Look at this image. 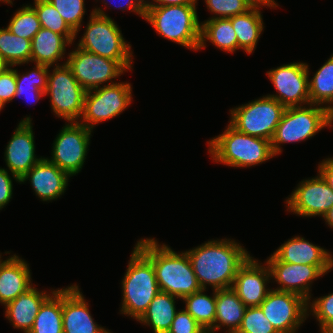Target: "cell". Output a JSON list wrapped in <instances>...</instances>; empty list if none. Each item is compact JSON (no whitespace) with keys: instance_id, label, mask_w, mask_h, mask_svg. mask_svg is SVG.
Wrapping results in <instances>:
<instances>
[{"instance_id":"obj_25","label":"cell","mask_w":333,"mask_h":333,"mask_svg":"<svg viewBox=\"0 0 333 333\" xmlns=\"http://www.w3.org/2000/svg\"><path fill=\"white\" fill-rule=\"evenodd\" d=\"M68 45L72 44L63 35L41 28L31 40V62L59 66Z\"/></svg>"},{"instance_id":"obj_34","label":"cell","mask_w":333,"mask_h":333,"mask_svg":"<svg viewBox=\"0 0 333 333\" xmlns=\"http://www.w3.org/2000/svg\"><path fill=\"white\" fill-rule=\"evenodd\" d=\"M33 4L32 7L37 12L41 28L63 35L71 44L74 43L76 33L68 26L50 2L47 0H34Z\"/></svg>"},{"instance_id":"obj_13","label":"cell","mask_w":333,"mask_h":333,"mask_svg":"<svg viewBox=\"0 0 333 333\" xmlns=\"http://www.w3.org/2000/svg\"><path fill=\"white\" fill-rule=\"evenodd\" d=\"M307 303L298 294L271 288L259 307L278 333H296L308 318Z\"/></svg>"},{"instance_id":"obj_17","label":"cell","mask_w":333,"mask_h":333,"mask_svg":"<svg viewBox=\"0 0 333 333\" xmlns=\"http://www.w3.org/2000/svg\"><path fill=\"white\" fill-rule=\"evenodd\" d=\"M32 128L30 116L21 120L4 152V160L16 182H20V179L42 159V157L37 158L35 155V141Z\"/></svg>"},{"instance_id":"obj_18","label":"cell","mask_w":333,"mask_h":333,"mask_svg":"<svg viewBox=\"0 0 333 333\" xmlns=\"http://www.w3.org/2000/svg\"><path fill=\"white\" fill-rule=\"evenodd\" d=\"M258 262L252 256L238 268L231 286L246 307L259 306L271 289L267 288L272 278L269 266Z\"/></svg>"},{"instance_id":"obj_46","label":"cell","mask_w":333,"mask_h":333,"mask_svg":"<svg viewBox=\"0 0 333 333\" xmlns=\"http://www.w3.org/2000/svg\"><path fill=\"white\" fill-rule=\"evenodd\" d=\"M323 220H325L326 224L333 228V206L328 211V213L324 216Z\"/></svg>"},{"instance_id":"obj_26","label":"cell","mask_w":333,"mask_h":333,"mask_svg":"<svg viewBox=\"0 0 333 333\" xmlns=\"http://www.w3.org/2000/svg\"><path fill=\"white\" fill-rule=\"evenodd\" d=\"M246 308L232 288L216 290L214 333L223 326L227 328V333H236L241 326Z\"/></svg>"},{"instance_id":"obj_3","label":"cell","mask_w":333,"mask_h":333,"mask_svg":"<svg viewBox=\"0 0 333 333\" xmlns=\"http://www.w3.org/2000/svg\"><path fill=\"white\" fill-rule=\"evenodd\" d=\"M207 143L214 162L234 168H249L275 157L270 140L241 133L230 124Z\"/></svg>"},{"instance_id":"obj_29","label":"cell","mask_w":333,"mask_h":333,"mask_svg":"<svg viewBox=\"0 0 333 333\" xmlns=\"http://www.w3.org/2000/svg\"><path fill=\"white\" fill-rule=\"evenodd\" d=\"M29 333H63L62 288L56 289L42 303Z\"/></svg>"},{"instance_id":"obj_48","label":"cell","mask_w":333,"mask_h":333,"mask_svg":"<svg viewBox=\"0 0 333 333\" xmlns=\"http://www.w3.org/2000/svg\"><path fill=\"white\" fill-rule=\"evenodd\" d=\"M254 4H264L266 2H272L269 0H251Z\"/></svg>"},{"instance_id":"obj_21","label":"cell","mask_w":333,"mask_h":333,"mask_svg":"<svg viewBox=\"0 0 333 333\" xmlns=\"http://www.w3.org/2000/svg\"><path fill=\"white\" fill-rule=\"evenodd\" d=\"M330 252L312 244L304 237L295 236L285 241L267 258V261H282L285 263L305 265H333Z\"/></svg>"},{"instance_id":"obj_51","label":"cell","mask_w":333,"mask_h":333,"mask_svg":"<svg viewBox=\"0 0 333 333\" xmlns=\"http://www.w3.org/2000/svg\"><path fill=\"white\" fill-rule=\"evenodd\" d=\"M1 2H4L5 4H9V0H0Z\"/></svg>"},{"instance_id":"obj_42","label":"cell","mask_w":333,"mask_h":333,"mask_svg":"<svg viewBox=\"0 0 333 333\" xmlns=\"http://www.w3.org/2000/svg\"><path fill=\"white\" fill-rule=\"evenodd\" d=\"M13 183L9 171L0 167V210L12 199Z\"/></svg>"},{"instance_id":"obj_9","label":"cell","mask_w":333,"mask_h":333,"mask_svg":"<svg viewBox=\"0 0 333 333\" xmlns=\"http://www.w3.org/2000/svg\"><path fill=\"white\" fill-rule=\"evenodd\" d=\"M52 73L48 72L45 96L50 95L51 109L55 116L64 118L67 122H78L83 113L86 90L73 76L66 61L54 66Z\"/></svg>"},{"instance_id":"obj_24","label":"cell","mask_w":333,"mask_h":333,"mask_svg":"<svg viewBox=\"0 0 333 333\" xmlns=\"http://www.w3.org/2000/svg\"><path fill=\"white\" fill-rule=\"evenodd\" d=\"M261 5L276 8V2H266L264 4H255L246 13L228 18L235 30L238 42V49L251 54L255 51L257 42L264 31V23L261 15Z\"/></svg>"},{"instance_id":"obj_40","label":"cell","mask_w":333,"mask_h":333,"mask_svg":"<svg viewBox=\"0 0 333 333\" xmlns=\"http://www.w3.org/2000/svg\"><path fill=\"white\" fill-rule=\"evenodd\" d=\"M167 333H207L204 328L184 309L177 311Z\"/></svg>"},{"instance_id":"obj_4","label":"cell","mask_w":333,"mask_h":333,"mask_svg":"<svg viewBox=\"0 0 333 333\" xmlns=\"http://www.w3.org/2000/svg\"><path fill=\"white\" fill-rule=\"evenodd\" d=\"M121 314L136 321L160 292L152 262L135 246L122 278Z\"/></svg>"},{"instance_id":"obj_41","label":"cell","mask_w":333,"mask_h":333,"mask_svg":"<svg viewBox=\"0 0 333 333\" xmlns=\"http://www.w3.org/2000/svg\"><path fill=\"white\" fill-rule=\"evenodd\" d=\"M16 93V69L7 68L0 74V99L6 105L14 99Z\"/></svg>"},{"instance_id":"obj_30","label":"cell","mask_w":333,"mask_h":333,"mask_svg":"<svg viewBox=\"0 0 333 333\" xmlns=\"http://www.w3.org/2000/svg\"><path fill=\"white\" fill-rule=\"evenodd\" d=\"M206 289H201L182 298L185 310L204 328L207 333H214L216 316V290L211 296L205 294Z\"/></svg>"},{"instance_id":"obj_36","label":"cell","mask_w":333,"mask_h":333,"mask_svg":"<svg viewBox=\"0 0 333 333\" xmlns=\"http://www.w3.org/2000/svg\"><path fill=\"white\" fill-rule=\"evenodd\" d=\"M60 13L68 26L76 33L80 31L85 15V0H47Z\"/></svg>"},{"instance_id":"obj_15","label":"cell","mask_w":333,"mask_h":333,"mask_svg":"<svg viewBox=\"0 0 333 333\" xmlns=\"http://www.w3.org/2000/svg\"><path fill=\"white\" fill-rule=\"evenodd\" d=\"M285 201L288 212L303 217L324 218L333 206V190L318 174L311 179H303Z\"/></svg>"},{"instance_id":"obj_47","label":"cell","mask_w":333,"mask_h":333,"mask_svg":"<svg viewBox=\"0 0 333 333\" xmlns=\"http://www.w3.org/2000/svg\"><path fill=\"white\" fill-rule=\"evenodd\" d=\"M10 66L6 63V61L0 56V74L3 73Z\"/></svg>"},{"instance_id":"obj_12","label":"cell","mask_w":333,"mask_h":333,"mask_svg":"<svg viewBox=\"0 0 333 333\" xmlns=\"http://www.w3.org/2000/svg\"><path fill=\"white\" fill-rule=\"evenodd\" d=\"M66 64L86 91L98 88L103 83H107L106 85L117 83L111 80L127 71L117 60L108 59L78 47L68 53Z\"/></svg>"},{"instance_id":"obj_22","label":"cell","mask_w":333,"mask_h":333,"mask_svg":"<svg viewBox=\"0 0 333 333\" xmlns=\"http://www.w3.org/2000/svg\"><path fill=\"white\" fill-rule=\"evenodd\" d=\"M28 263L16 254L0 261V303L6 305L32 286Z\"/></svg>"},{"instance_id":"obj_50","label":"cell","mask_w":333,"mask_h":333,"mask_svg":"<svg viewBox=\"0 0 333 333\" xmlns=\"http://www.w3.org/2000/svg\"><path fill=\"white\" fill-rule=\"evenodd\" d=\"M3 107H5V104L2 102V100L0 99V111L3 109Z\"/></svg>"},{"instance_id":"obj_10","label":"cell","mask_w":333,"mask_h":333,"mask_svg":"<svg viewBox=\"0 0 333 333\" xmlns=\"http://www.w3.org/2000/svg\"><path fill=\"white\" fill-rule=\"evenodd\" d=\"M130 83L118 82L85 93L80 124L93 131L96 124L120 115L132 102Z\"/></svg>"},{"instance_id":"obj_16","label":"cell","mask_w":333,"mask_h":333,"mask_svg":"<svg viewBox=\"0 0 333 333\" xmlns=\"http://www.w3.org/2000/svg\"><path fill=\"white\" fill-rule=\"evenodd\" d=\"M270 269L271 278L280 286L275 290L291 292L311 299V284L314 280L331 271L333 265H305L282 261H265Z\"/></svg>"},{"instance_id":"obj_8","label":"cell","mask_w":333,"mask_h":333,"mask_svg":"<svg viewBox=\"0 0 333 333\" xmlns=\"http://www.w3.org/2000/svg\"><path fill=\"white\" fill-rule=\"evenodd\" d=\"M284 110L277 100L263 95L230 109L229 124L241 133L271 141Z\"/></svg>"},{"instance_id":"obj_31","label":"cell","mask_w":333,"mask_h":333,"mask_svg":"<svg viewBox=\"0 0 333 333\" xmlns=\"http://www.w3.org/2000/svg\"><path fill=\"white\" fill-rule=\"evenodd\" d=\"M49 68L51 66L35 64L33 70L22 75L16 69V93L14 98L25 96L26 100L34 101V103L38 102L41 97L45 96Z\"/></svg>"},{"instance_id":"obj_52","label":"cell","mask_w":333,"mask_h":333,"mask_svg":"<svg viewBox=\"0 0 333 333\" xmlns=\"http://www.w3.org/2000/svg\"><path fill=\"white\" fill-rule=\"evenodd\" d=\"M9 4H10V5H13V2H12V0H9Z\"/></svg>"},{"instance_id":"obj_2","label":"cell","mask_w":333,"mask_h":333,"mask_svg":"<svg viewBox=\"0 0 333 333\" xmlns=\"http://www.w3.org/2000/svg\"><path fill=\"white\" fill-rule=\"evenodd\" d=\"M135 246L152 262L161 292L182 299L201 290L186 251L177 253L154 238L141 239Z\"/></svg>"},{"instance_id":"obj_19","label":"cell","mask_w":333,"mask_h":333,"mask_svg":"<svg viewBox=\"0 0 333 333\" xmlns=\"http://www.w3.org/2000/svg\"><path fill=\"white\" fill-rule=\"evenodd\" d=\"M63 333H111L94 322L77 284L62 288Z\"/></svg>"},{"instance_id":"obj_38","label":"cell","mask_w":333,"mask_h":333,"mask_svg":"<svg viewBox=\"0 0 333 333\" xmlns=\"http://www.w3.org/2000/svg\"><path fill=\"white\" fill-rule=\"evenodd\" d=\"M236 333H278L259 306L247 307Z\"/></svg>"},{"instance_id":"obj_1","label":"cell","mask_w":333,"mask_h":333,"mask_svg":"<svg viewBox=\"0 0 333 333\" xmlns=\"http://www.w3.org/2000/svg\"><path fill=\"white\" fill-rule=\"evenodd\" d=\"M201 289L231 288L238 268L250 254L233 239L210 240L186 251Z\"/></svg>"},{"instance_id":"obj_14","label":"cell","mask_w":333,"mask_h":333,"mask_svg":"<svg viewBox=\"0 0 333 333\" xmlns=\"http://www.w3.org/2000/svg\"><path fill=\"white\" fill-rule=\"evenodd\" d=\"M268 78L277 90V94L267 96L277 100L285 108L311 104L309 95V65L293 62L270 69Z\"/></svg>"},{"instance_id":"obj_39","label":"cell","mask_w":333,"mask_h":333,"mask_svg":"<svg viewBox=\"0 0 333 333\" xmlns=\"http://www.w3.org/2000/svg\"><path fill=\"white\" fill-rule=\"evenodd\" d=\"M308 316L313 315L319 322L320 330L333 328V293L308 301ZM310 308V309H309ZM312 312V314H311Z\"/></svg>"},{"instance_id":"obj_44","label":"cell","mask_w":333,"mask_h":333,"mask_svg":"<svg viewBox=\"0 0 333 333\" xmlns=\"http://www.w3.org/2000/svg\"><path fill=\"white\" fill-rule=\"evenodd\" d=\"M318 173L333 190V158H326L318 164Z\"/></svg>"},{"instance_id":"obj_43","label":"cell","mask_w":333,"mask_h":333,"mask_svg":"<svg viewBox=\"0 0 333 333\" xmlns=\"http://www.w3.org/2000/svg\"><path fill=\"white\" fill-rule=\"evenodd\" d=\"M105 5H108L106 2L107 0H103ZM115 1V0H113ZM120 1V2H119ZM119 5L118 7L115 5V9H122V11L125 10H130L131 12H134L141 16L142 18H145V0H118ZM110 3V1H109ZM115 4V3H114ZM113 4V6H114Z\"/></svg>"},{"instance_id":"obj_27","label":"cell","mask_w":333,"mask_h":333,"mask_svg":"<svg viewBox=\"0 0 333 333\" xmlns=\"http://www.w3.org/2000/svg\"><path fill=\"white\" fill-rule=\"evenodd\" d=\"M178 298L160 291L137 321L151 327L153 333H167L177 313L175 300Z\"/></svg>"},{"instance_id":"obj_37","label":"cell","mask_w":333,"mask_h":333,"mask_svg":"<svg viewBox=\"0 0 333 333\" xmlns=\"http://www.w3.org/2000/svg\"><path fill=\"white\" fill-rule=\"evenodd\" d=\"M204 2L207 9L215 15L209 19L231 18L241 15L255 5L251 0H205Z\"/></svg>"},{"instance_id":"obj_20","label":"cell","mask_w":333,"mask_h":333,"mask_svg":"<svg viewBox=\"0 0 333 333\" xmlns=\"http://www.w3.org/2000/svg\"><path fill=\"white\" fill-rule=\"evenodd\" d=\"M70 176L47 157L35 164L21 179L20 184L29 180L38 198L42 201H52L64 194Z\"/></svg>"},{"instance_id":"obj_28","label":"cell","mask_w":333,"mask_h":333,"mask_svg":"<svg viewBox=\"0 0 333 333\" xmlns=\"http://www.w3.org/2000/svg\"><path fill=\"white\" fill-rule=\"evenodd\" d=\"M207 40L225 52L234 53L238 49L235 30L228 18H213L201 22L199 49L206 47Z\"/></svg>"},{"instance_id":"obj_6","label":"cell","mask_w":333,"mask_h":333,"mask_svg":"<svg viewBox=\"0 0 333 333\" xmlns=\"http://www.w3.org/2000/svg\"><path fill=\"white\" fill-rule=\"evenodd\" d=\"M196 5H172L145 8V21L161 37L179 45L199 50L201 23Z\"/></svg>"},{"instance_id":"obj_7","label":"cell","mask_w":333,"mask_h":333,"mask_svg":"<svg viewBox=\"0 0 333 333\" xmlns=\"http://www.w3.org/2000/svg\"><path fill=\"white\" fill-rule=\"evenodd\" d=\"M332 123V112L321 105L308 104L285 108L270 141L275 156L282 152L281 144L310 139L323 128H332Z\"/></svg>"},{"instance_id":"obj_11","label":"cell","mask_w":333,"mask_h":333,"mask_svg":"<svg viewBox=\"0 0 333 333\" xmlns=\"http://www.w3.org/2000/svg\"><path fill=\"white\" fill-rule=\"evenodd\" d=\"M92 130L79 122H68L57 134L50 162L70 177L78 174L85 162Z\"/></svg>"},{"instance_id":"obj_49","label":"cell","mask_w":333,"mask_h":333,"mask_svg":"<svg viewBox=\"0 0 333 333\" xmlns=\"http://www.w3.org/2000/svg\"><path fill=\"white\" fill-rule=\"evenodd\" d=\"M321 333H333V328L321 329Z\"/></svg>"},{"instance_id":"obj_32","label":"cell","mask_w":333,"mask_h":333,"mask_svg":"<svg viewBox=\"0 0 333 333\" xmlns=\"http://www.w3.org/2000/svg\"><path fill=\"white\" fill-rule=\"evenodd\" d=\"M313 76L308 79L311 104L324 106L333 114V54Z\"/></svg>"},{"instance_id":"obj_35","label":"cell","mask_w":333,"mask_h":333,"mask_svg":"<svg viewBox=\"0 0 333 333\" xmlns=\"http://www.w3.org/2000/svg\"><path fill=\"white\" fill-rule=\"evenodd\" d=\"M9 31L19 37L32 40L34 35L41 29L37 12L32 5L19 8L7 26Z\"/></svg>"},{"instance_id":"obj_5","label":"cell","mask_w":333,"mask_h":333,"mask_svg":"<svg viewBox=\"0 0 333 333\" xmlns=\"http://www.w3.org/2000/svg\"><path fill=\"white\" fill-rule=\"evenodd\" d=\"M100 8H95L91 12L90 20L77 47L108 59L117 60L129 71L133 67L131 44L126 43L117 23Z\"/></svg>"},{"instance_id":"obj_23","label":"cell","mask_w":333,"mask_h":333,"mask_svg":"<svg viewBox=\"0 0 333 333\" xmlns=\"http://www.w3.org/2000/svg\"><path fill=\"white\" fill-rule=\"evenodd\" d=\"M54 291L53 289L48 293L32 286L29 290L20 294L15 300L4 306L6 310L5 317L12 323L14 328L20 329L23 333H29L42 303Z\"/></svg>"},{"instance_id":"obj_33","label":"cell","mask_w":333,"mask_h":333,"mask_svg":"<svg viewBox=\"0 0 333 333\" xmlns=\"http://www.w3.org/2000/svg\"><path fill=\"white\" fill-rule=\"evenodd\" d=\"M0 56L10 67L31 62V40L0 28Z\"/></svg>"},{"instance_id":"obj_45","label":"cell","mask_w":333,"mask_h":333,"mask_svg":"<svg viewBox=\"0 0 333 333\" xmlns=\"http://www.w3.org/2000/svg\"><path fill=\"white\" fill-rule=\"evenodd\" d=\"M145 0V8L172 6V5H197L198 0Z\"/></svg>"}]
</instances>
